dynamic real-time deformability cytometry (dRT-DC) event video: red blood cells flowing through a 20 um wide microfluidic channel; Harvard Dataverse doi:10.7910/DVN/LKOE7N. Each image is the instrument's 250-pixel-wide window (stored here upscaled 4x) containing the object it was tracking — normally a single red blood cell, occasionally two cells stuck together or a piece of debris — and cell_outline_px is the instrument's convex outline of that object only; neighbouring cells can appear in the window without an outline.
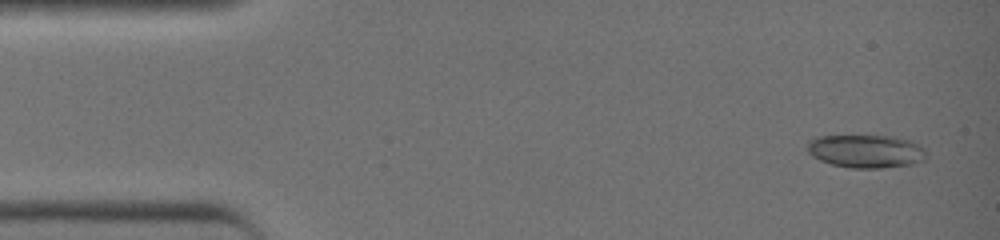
{"species": "common noctule bat (a hibernating species)", "species_latin": "Nyctalus noctula", "temperature_condition": "warm", "stored_images_in_passage": 40, "camera_frame_rate_fps": 3000, "um_per_image_px": 0.085, "animal": {"sex": "female", "body_mass_g": 19.0, "forearm_length_mm": 51.5}, "frame": {"image": 1, "passage_image": 1, "time_ms": 0.0, "image_size_px": [1000, 240], "cell_outline_px": [[920, 148], [908, 164], [876, 168], [856, 168], [832, 164], [816, 156], [808, 148], [816, 140], [824, 136], [880, 136], [900, 140], [912, 144]], "centroid_in_image_um": [73.42, 12.86], "position_along_channel_um": 11.6, "area_um2": 20.23}}
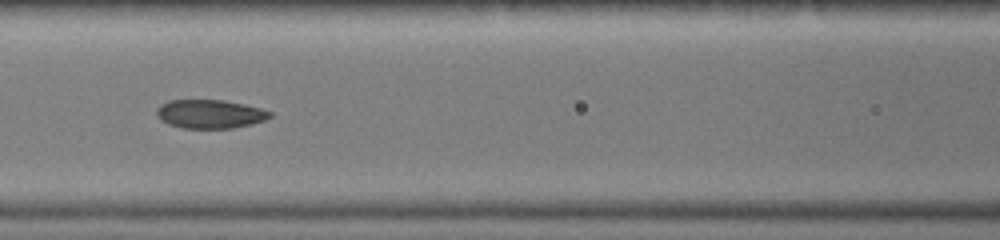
{"frame": {"image": 2, "passage_image": 17, "time_ms": 5.333, "image_size_px": [1000, 240], "cell_outline_px": [[272, 116], [264, 120], [248, 124], [228, 128], [184, 128], [172, 124], [164, 120], [156, 112], [160, 104], [168, 100], [220, 100], [240, 104], [272, 112]], "centroid_in_image_um": [17.83, 9.68], "position_along_channel_um": 148.8, "area_um2": 18.21}}
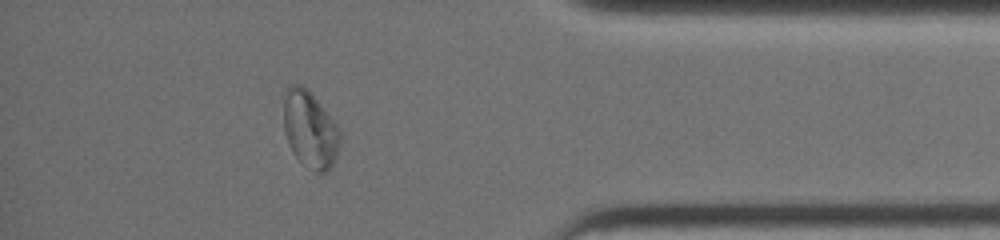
{"frame": {"image": 3, "passage_image": 35, "time_ms": 11.333, "image_size_px": [1000, 240], "cell_outline_px": [[340, 136], [336, 156], [332, 164], [324, 172], [316, 172], [296, 156], [292, 152], [284, 128], [284, 104], [288, 88], [292, 84], [300, 84], [316, 100], [340, 132]], "centroid_in_image_um": [26.33, 11.02], "position_along_channel_um": 408.9, "area_um2": 23.87}, "authors_computed_cell_mechanics": {"area_um2": 18.8428, "velocity_mm_per_s": 4.6262, "shape_relaxation_time_tau1_ms": 9.8051, "shape_relaxation_time_tau2_ms": null, "deformation_change_tau1": 0.2761, "deformation_change_tau2": null}}